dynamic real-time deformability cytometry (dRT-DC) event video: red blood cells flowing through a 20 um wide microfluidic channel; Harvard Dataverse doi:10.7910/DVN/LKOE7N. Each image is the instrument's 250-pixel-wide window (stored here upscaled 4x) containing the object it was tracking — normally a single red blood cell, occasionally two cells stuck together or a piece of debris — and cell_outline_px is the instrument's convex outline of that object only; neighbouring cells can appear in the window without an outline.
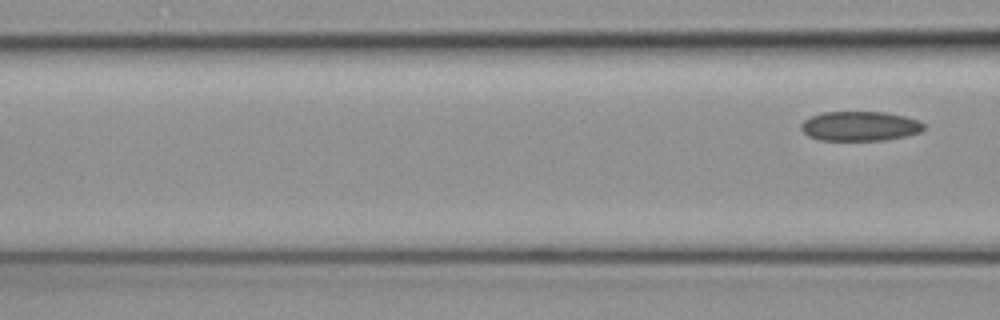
{"species": "common noctule bat (a hibernating species)", "species_latin": "Nyctalus noctula", "temperature_condition": "cold", "stored_images_in_passage": 4, "segment_of_instrument_passage": [2, 2], "camera_frame_rate_fps": 3000, "um_per_image_px": 0.085, "animal": {"sex": "female", "body_mass_g": 19.3, "forearm_length_mm": 54.1}, "frame": {"image": 1, "passage_image": 4, "time_ms": 1.0, "image_size_px": [1000, 320], "cell_outline_px": [[924, 128], [920, 132], [904, 136], [884, 140], [820, 140], [808, 136], [800, 128], [800, 124], [804, 120], [812, 116], [824, 112], [884, 112], [904, 116], [920, 120], [924, 124]], "centroid_in_image_um": [73.09, 10.72], "position_along_channel_um": 93.5, "area_um2": 21.1}}